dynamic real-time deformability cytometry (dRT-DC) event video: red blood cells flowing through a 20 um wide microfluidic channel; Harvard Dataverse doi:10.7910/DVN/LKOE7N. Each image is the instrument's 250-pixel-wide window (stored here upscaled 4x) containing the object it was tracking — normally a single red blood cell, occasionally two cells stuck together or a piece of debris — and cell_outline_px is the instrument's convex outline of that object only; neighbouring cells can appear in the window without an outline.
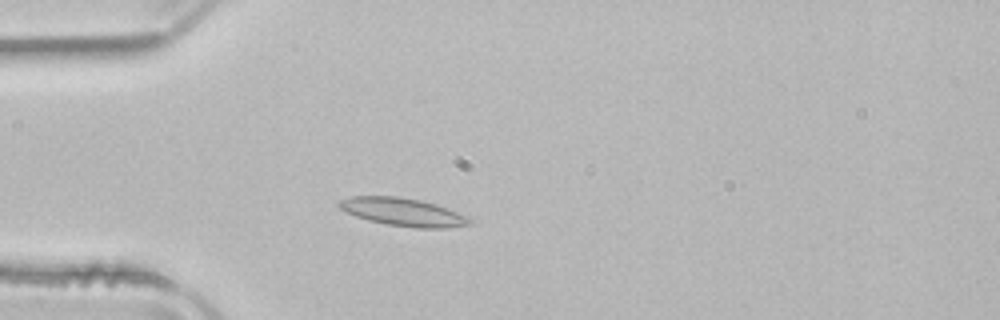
{"species": "common noctule bat (a hibernating species)", "species_latin": "Nyctalus noctula", "temperature_condition": "room temperature", "stored_images_in_passage": 40, "camera_frame_rate_fps": 3000, "um_per_image_px": 0.085, "animal": {"sex": "male", "body_mass_g": 21.5, "forearm_length_mm": 52.0}, "frame": {"image": 1, "passage_image": 2, "time_ms": 0.333, "image_size_px": [1000, 320], "cell_outline_px": [[472, 224], [444, 228], [416, 228], [388, 224], [368, 220], [356, 216], [340, 208], [336, 204], [340, 200], [352, 196], [396, 196], [420, 200], [436, 204], [456, 212], [472, 220]], "centroid_in_image_um": [34.23, 18.02], "position_along_channel_um": 50.8, "area_um2": 20.98}}
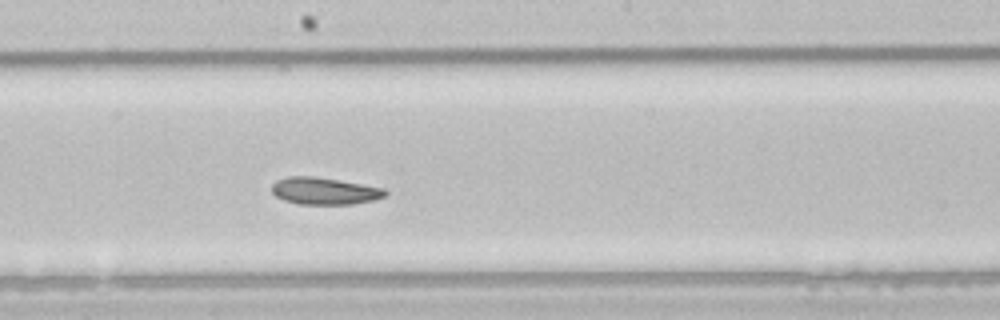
{"frame": {"image": 2, "passage_image": 16, "time_ms": 5.0, "image_size_px": [1000, 320], "cell_outline_px": [[388, 192], [384, 196], [372, 200], [352, 204], [300, 204], [284, 200], [276, 196], [272, 192], [272, 184], [276, 180], [288, 176], [312, 176], [340, 180], [384, 188]], "centroid_in_image_um": [27.55, 16.22], "position_along_channel_um": 220.6, "area_um2": 17.8}}
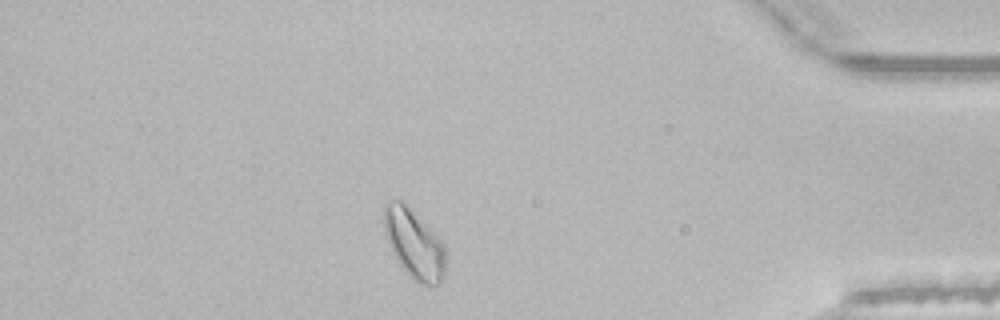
{"frame": {"image": 3, "passage_image": 33, "time_ms": 10.667, "image_size_px": [1000, 320], "cell_outline_px": [[444, 276], [440, 284], [420, 284], [412, 280], [400, 264], [392, 252], [384, 232], [384, 204], [388, 200], [400, 200], [408, 204], [444, 244]], "centroid_in_image_um": [35.17, 20.7], "position_along_channel_um": 400.0, "area_um2": 24.8}, "authors_computed_cell_mechanics": {"area_um2": 18.8428, "velocity_mm_per_s": 3.883, "shape_relaxation_time_tau1_ms": 4.5233, "shape_relaxation_time_tau2_ms": 7.0034, "deformation_change_tau1": 0.0995, "deformation_change_tau2": 0.1317}}